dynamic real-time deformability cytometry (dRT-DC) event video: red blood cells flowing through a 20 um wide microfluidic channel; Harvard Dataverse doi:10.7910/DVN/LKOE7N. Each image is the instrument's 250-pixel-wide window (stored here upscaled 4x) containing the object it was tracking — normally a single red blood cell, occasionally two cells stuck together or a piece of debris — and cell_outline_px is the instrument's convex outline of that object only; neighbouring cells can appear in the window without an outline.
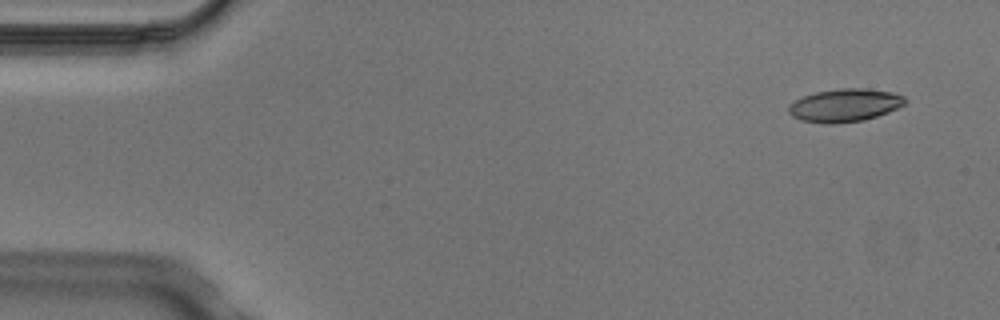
{"species": "Egyptian fruit bat (a non-hibernating species)", "species_latin": "Rousettus aegyptiacus", "temperature_condition": "cold", "stored_images_in_passage": 4, "camera_frame_rate_fps": 3000, "um_per_image_px": 0.085, "animal": {"sex": "male"}, "frame": {"image": 1, "passage_image": 1, "time_ms": 0.0, "image_size_px": [1000, 320], "cell_outline_px": [[908, 100], [904, 104], [888, 112], [864, 120], [836, 124], [824, 124], [800, 120], [792, 116], [788, 112], [788, 104], [804, 96], [816, 92], [840, 88], [864, 88], [892, 92], [904, 96]], "centroid_in_image_um": [71.79, 8.95], "position_along_channel_um": 13.2, "area_um2": 22.48}}